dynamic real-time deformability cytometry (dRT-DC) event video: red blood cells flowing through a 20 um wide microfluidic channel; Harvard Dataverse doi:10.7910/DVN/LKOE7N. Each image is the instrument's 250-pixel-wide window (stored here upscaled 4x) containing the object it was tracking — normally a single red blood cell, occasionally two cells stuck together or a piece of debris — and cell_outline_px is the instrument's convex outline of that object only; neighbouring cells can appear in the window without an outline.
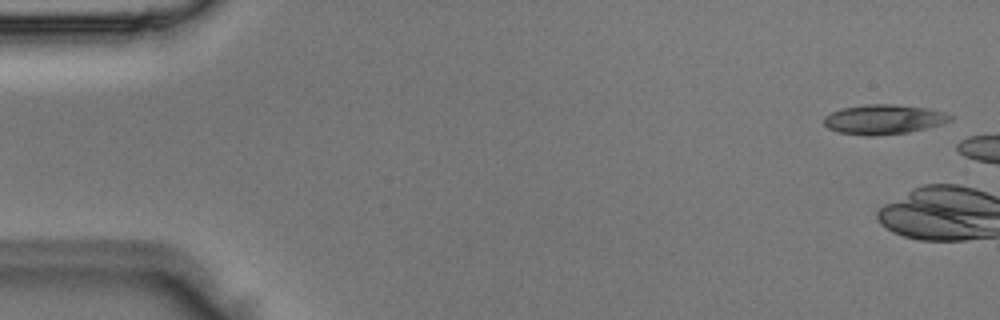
{"species": "Egyptian fruit bat (a non-hibernating species)", "species_latin": "Rousettus aegyptiacus", "temperature_condition": "room temperature", "stored_images_in_passage": 5, "camera_frame_rate_fps": 3000, "um_per_image_px": 0.085, "animal": {"sex": "male"}, "frame": {"image": 1, "passage_image": 1, "time_ms": 0.0, "image_size_px": [1000, 320], "cell_outline_px": [[956, 116], [952, 120], [940, 124], [908, 132], [872, 136], [868, 136], [836, 132], [828, 128], [824, 124], [824, 116], [840, 108], [864, 104], [896, 104], [928, 108], [944, 112]], "centroid_in_image_um": [75.1, 10.13], "position_along_channel_um": 9.9, "area_um2": 22.02}}